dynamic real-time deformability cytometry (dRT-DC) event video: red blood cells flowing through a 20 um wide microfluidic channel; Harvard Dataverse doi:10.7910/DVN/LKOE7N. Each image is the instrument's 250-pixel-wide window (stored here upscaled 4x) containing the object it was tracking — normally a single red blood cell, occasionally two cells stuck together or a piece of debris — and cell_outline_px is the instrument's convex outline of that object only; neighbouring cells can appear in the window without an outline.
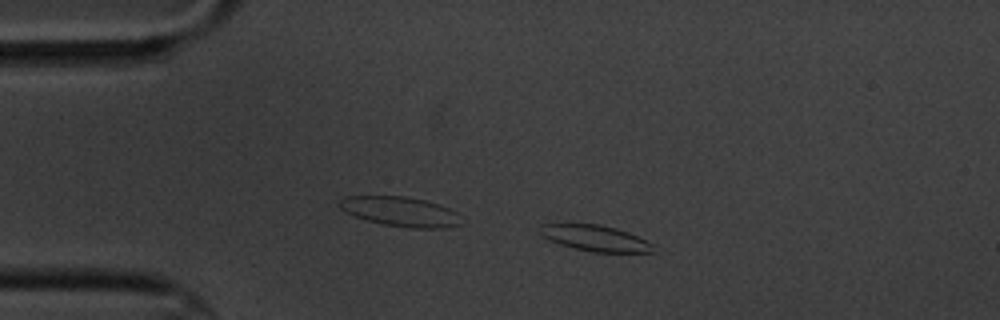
{"species": "common noctule bat (a hibernating species)", "species_latin": "Nyctalus noctula", "temperature_condition": "cold", "stored_images_in_passage": 9, "camera_frame_rate_fps": 3000, "um_per_image_px": 0.085, "animal": {"sex": "male", "body_mass_g": 20.1, "forearm_length_mm": 53.5}, "frame": {"image": 1, "passage_image": 3, "time_ms": 2.333, "image_size_px": [1000, 320], "cell_outline_px": [[656, 252], [592, 252], [560, 244], [540, 236], [540, 224], [600, 224], [616, 228], [628, 232], [652, 244]], "centroid_in_image_um": [50.58, 20.24], "position_along_channel_um": 34.4, "area_um2": 16.94}}
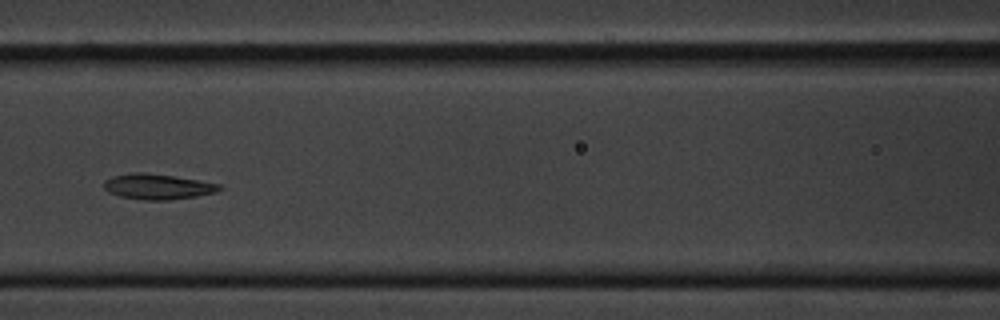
{"frame": {"image": 2, "passage_image": 7, "time_ms": 7.0, "image_size_px": [1000, 320], "cell_outline_px": [[224, 188], [216, 192], [196, 196], [168, 200], [144, 200], [120, 196], [108, 192], [104, 188], [104, 180], [112, 176], [136, 172], [144, 172], [172, 176], [220, 184]], "centroid_in_image_um": [13.38, 15.86], "position_along_channel_um": 153.2, "area_um2": 16.99}}
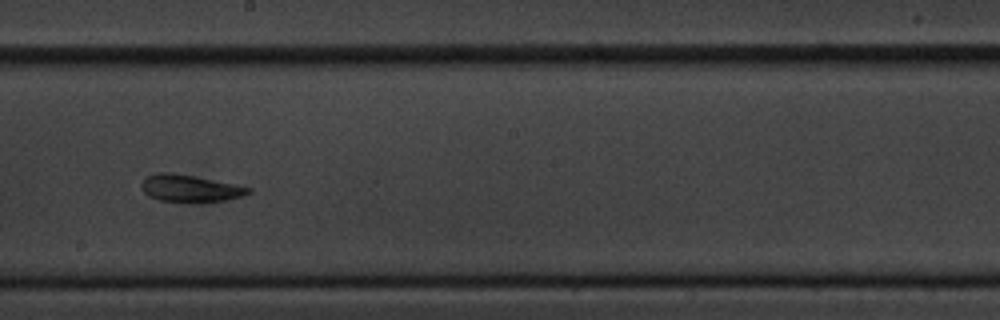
{"frame": {"image": 3, "passage_image": 9, "time_ms": 9.333, "image_size_px": [1000, 320], "cell_outline_px": [[252, 192], [240, 196], [224, 200], [192, 204], [188, 204], [160, 200], [148, 196], [140, 188], [140, 184], [144, 176], [160, 172], [168, 172], [192, 176], [252, 188]], "centroid_in_image_um": [16.07, 16.04], "position_along_channel_um": 232.1, "area_um2": 17.11}}